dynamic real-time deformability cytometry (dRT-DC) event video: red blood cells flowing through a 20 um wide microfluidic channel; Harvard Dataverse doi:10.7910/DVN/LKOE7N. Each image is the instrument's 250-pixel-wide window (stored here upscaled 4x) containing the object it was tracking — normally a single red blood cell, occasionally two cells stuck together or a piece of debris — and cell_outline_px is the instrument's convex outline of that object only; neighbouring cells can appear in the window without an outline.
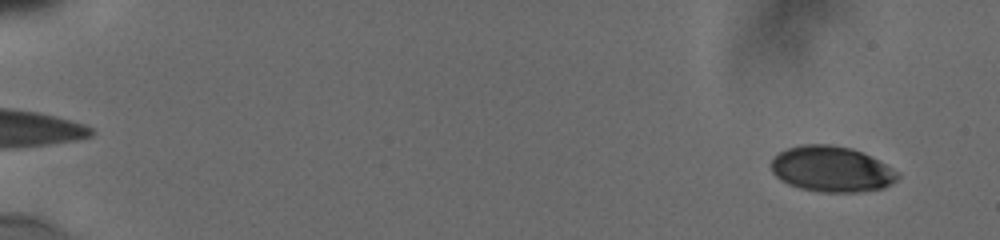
{"species": "human", "species_latin": "Homo sapiens", "temperature_condition": "cold", "stored_images_in_passage": 25, "camera_frame_rate_fps": 3000, "um_per_image_px": 0.085, "donor": {"sex": "male"}, "frame": {"image": 1, "passage_image": 4, "time_ms": 1.0, "image_size_px": [1000, 240], "cell_outline_px": [[900, 176], [892, 184], [884, 188], [860, 192], [820, 192], [800, 188], [788, 184], [780, 180], [772, 172], [772, 160], [780, 152], [788, 148], [804, 144], [828, 144], [852, 148], [900, 172]], "centroid_in_image_um": [70.69, 14.39], "position_along_channel_um": 14.3, "area_um2": 33.52}}
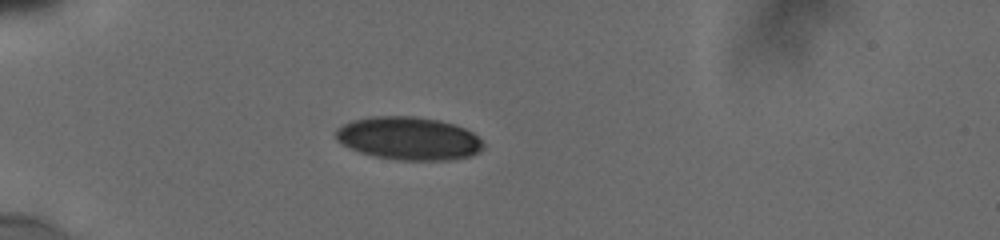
{"frame": {"image": 2, "passage_image": 16, "time_ms": 5.667, "image_size_px": [1000, 240], "cell_outline_px": [[484, 148], [480, 152], [472, 156], [452, 160], [396, 160], [376, 156], [360, 152], [340, 144], [336, 140], [336, 128], [352, 120], [372, 116], [412, 116], [436, 120], [452, 124], [464, 128], [472, 132], [484, 144]], "centroid_in_image_um": [34.73, 11.77], "position_along_channel_um": 50.3, "area_um2": 37.05}}